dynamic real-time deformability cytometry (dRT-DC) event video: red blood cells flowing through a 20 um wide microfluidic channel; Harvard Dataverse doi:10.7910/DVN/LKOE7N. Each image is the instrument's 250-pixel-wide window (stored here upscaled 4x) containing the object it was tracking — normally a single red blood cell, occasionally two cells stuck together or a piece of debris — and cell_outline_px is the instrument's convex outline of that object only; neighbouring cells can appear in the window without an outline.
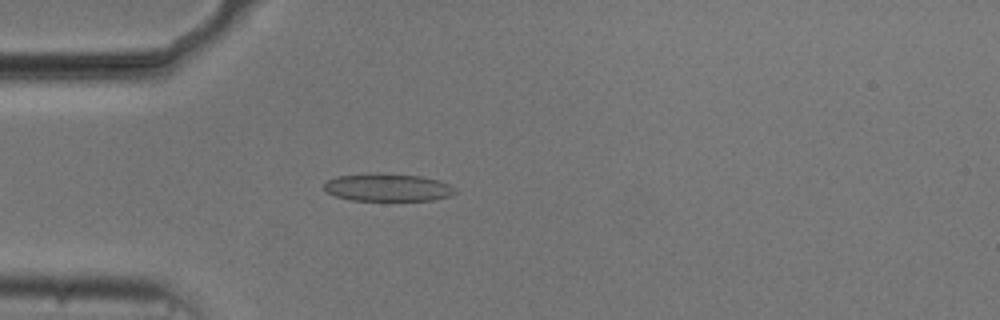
{"species": "common noctule bat (a hibernating species)", "species_latin": "Nyctalus noctula", "temperature_condition": "cold", "stored_images_in_passage": 47, "camera_frame_rate_fps": 3000, "um_per_image_px": 0.085, "animal": {"sex": "male", "body_mass_g": 20.5, "forearm_length_mm": 52.5}, "frame": {"image": 1, "passage_image": 8, "time_ms": 2.333, "image_size_px": [1000, 320], "cell_outline_px": [[456, 192], [452, 196], [436, 200], [352, 200], [336, 196], [328, 192], [324, 188], [324, 184], [328, 180], [336, 176], [420, 176], [440, 180], [456, 188]], "centroid_in_image_um": [33.05, 15.99], "position_along_channel_um": 51.9, "area_um2": 20.11}}
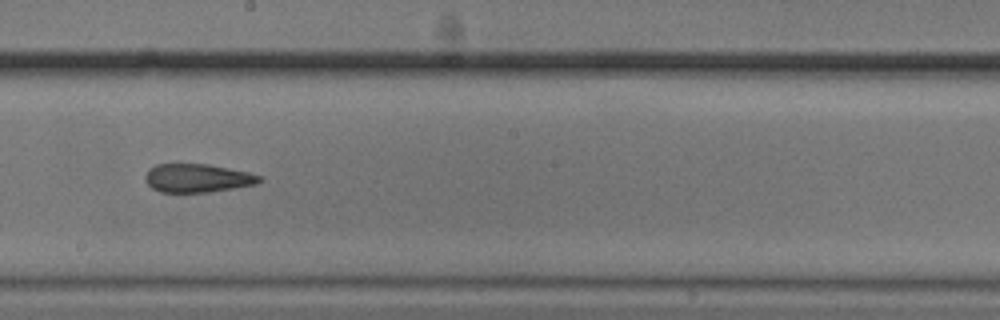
{"frame": {"image": 2, "passage_image": 23, "time_ms": 7.333, "image_size_px": [1000, 320], "cell_outline_px": [[264, 180], [256, 184], [208, 192], [160, 192], [152, 188], [148, 184], [144, 176], [148, 168], [156, 164], [208, 164], [248, 172], [264, 176]], "centroid_in_image_um": [16.79, 15.13], "position_along_channel_um": 231.4, "area_um2": 19.02}}
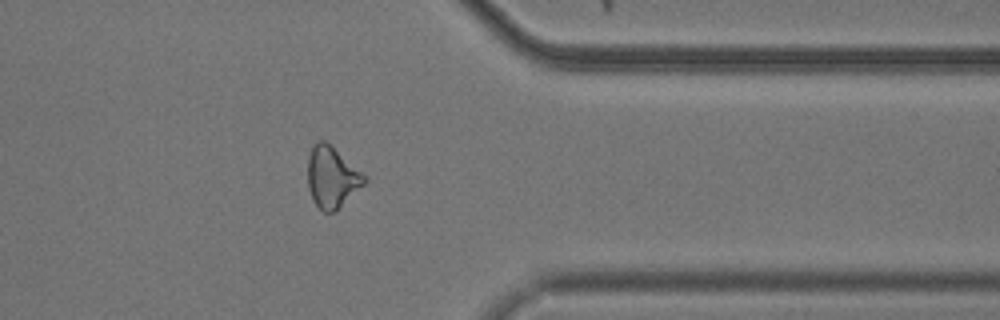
{"frame": {"image": 3, "passage_image": 36, "time_ms": 11.667, "image_size_px": [1000, 320], "cell_outline_px": [[368, 180], [336, 212], [324, 212], [312, 200], [308, 188], [308, 156], [312, 144], [320, 140], [324, 140], [368, 176]], "centroid_in_image_um": [28.22, 15.07], "position_along_channel_um": 383.2, "area_um2": 20.35}, "authors_computed_cell_mechanics": {"area_um2": 20.23, "velocity_mm_per_s": 3.7415, "shape_relaxation_time_tau1_ms": null, "shape_relaxation_time_tau2_ms": 2.1647, "deformation_change_tau1": null, "deformation_change_tau2": 0.0969}}